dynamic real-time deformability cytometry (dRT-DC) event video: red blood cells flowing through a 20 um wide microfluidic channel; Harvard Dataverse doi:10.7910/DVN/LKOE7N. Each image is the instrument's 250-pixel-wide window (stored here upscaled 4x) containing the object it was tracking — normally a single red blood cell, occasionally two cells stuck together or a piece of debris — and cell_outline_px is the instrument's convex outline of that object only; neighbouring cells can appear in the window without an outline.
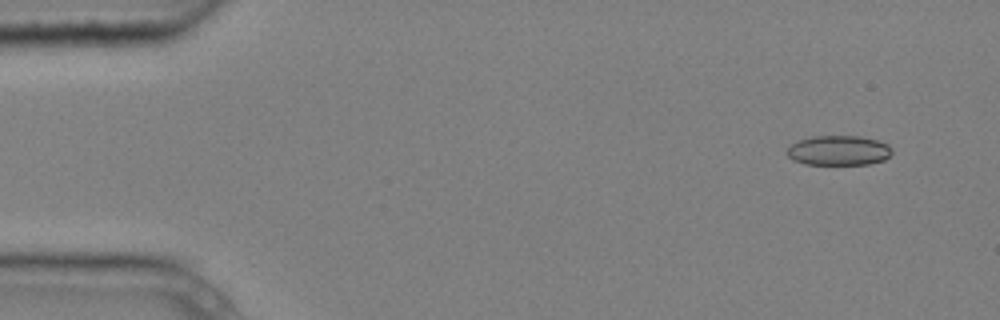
{"species": "common noctule bat (a hibernating species)", "species_latin": "Nyctalus noctula", "temperature_condition": "cold", "stored_images_in_passage": 4, "camera_frame_rate_fps": 3000, "um_per_image_px": 0.085, "animal": {"sex": "male", "body_mass_g": 20.4}, "frame": {"image": 1, "passage_image": 1, "time_ms": 0.0, "image_size_px": [1000, 320], "cell_outline_px": [[892, 152], [884, 160], [868, 164], [804, 164], [792, 160], [784, 152], [792, 144], [800, 140], [812, 136], [860, 136], [876, 140], [888, 144]], "centroid_in_image_um": [71.25, 12.79], "position_along_channel_um": 13.7, "area_um2": 18.21}}
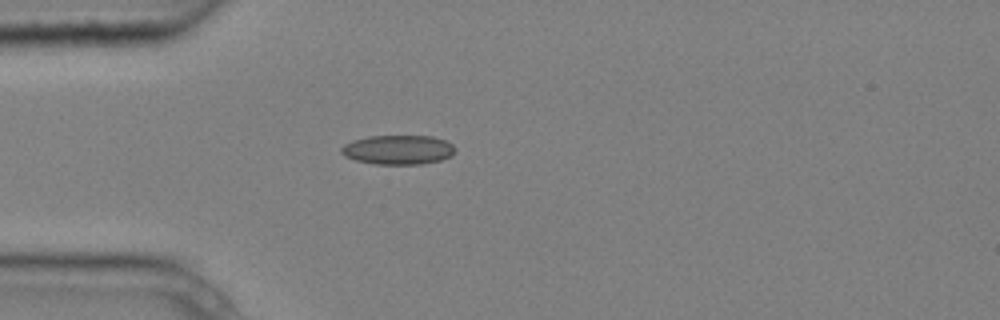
{"frame": {"image": 2, "passage_image": 4, "time_ms": 1.0, "image_size_px": [1000, 320], "cell_outline_px": [[456, 152], [452, 156], [440, 160], [420, 164], [376, 164], [356, 160], [344, 156], [340, 152], [340, 148], [344, 144], [352, 140], [368, 136], [432, 136], [444, 140], [452, 144], [456, 148]], "centroid_in_image_um": [33.84, 12.72], "position_along_channel_um": 51.2, "area_um2": 19.59}}